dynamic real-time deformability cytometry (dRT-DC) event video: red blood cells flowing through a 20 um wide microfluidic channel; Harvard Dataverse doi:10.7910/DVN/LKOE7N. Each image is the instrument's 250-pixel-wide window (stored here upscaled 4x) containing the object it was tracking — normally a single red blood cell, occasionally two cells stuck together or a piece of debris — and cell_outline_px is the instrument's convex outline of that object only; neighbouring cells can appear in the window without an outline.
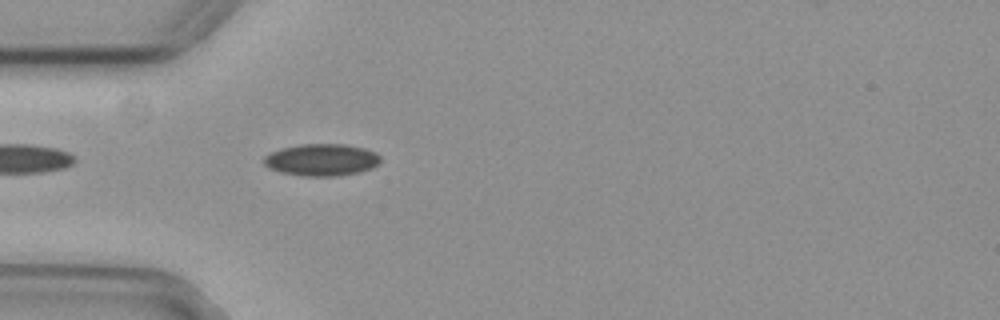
{"species": "common noctule bat (a hibernating species)", "species_latin": "Nyctalus noctula", "temperature_condition": "cold", "stored_images_in_passage": 34, "camera_frame_rate_fps": 3000, "um_per_image_px": 0.085, "animal": {"sex": "female", "body_mass_g": 29.2, "forearm_length_mm": 56.3}, "frame": {"image": 1, "passage_image": 1, "time_ms": 0.0, "image_size_px": [1000, 320], "cell_outline_px": [[380, 160], [372, 168], [360, 172], [336, 176], [304, 176], [280, 172], [268, 168], [264, 164], [264, 156], [272, 152], [284, 148], [300, 144], [344, 144], [364, 148], [376, 152], [380, 156]], "centroid_in_image_um": [27.34, 13.59], "position_along_channel_um": 57.7, "area_um2": 21.68}}
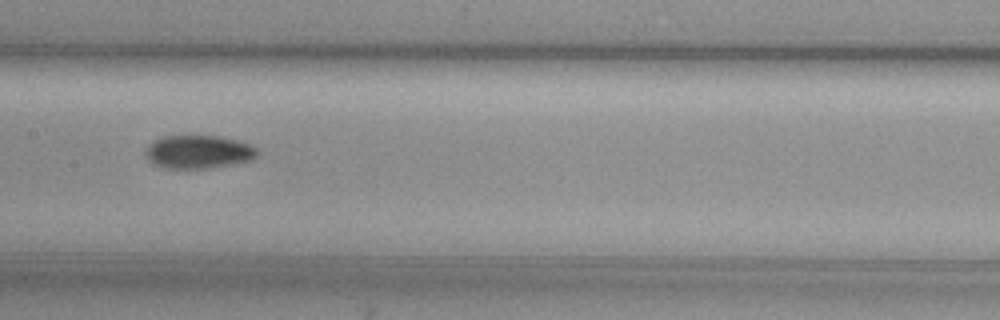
{"frame": {"image": 2, "passage_image": 12, "time_ms": 3.667, "image_size_px": [1000, 320], "cell_outline_px": [[260, 152], [256, 156], [248, 160], [208, 168], [164, 168], [152, 164], [144, 156], [144, 152], [148, 144], [160, 136], [216, 136], [236, 140], [248, 144], [256, 148]], "centroid_in_image_um": [16.77, 12.9], "position_along_channel_um": 190.6, "area_um2": 21.56}}
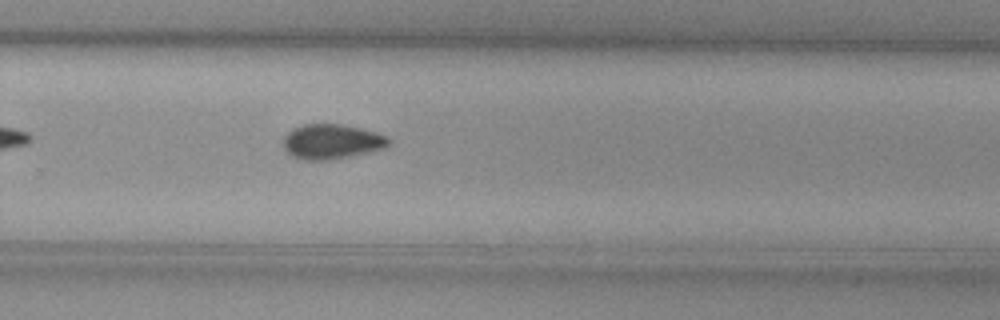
{"frame": {"image": 3, "passage_image": 21, "time_ms": 6.667, "image_size_px": [1000, 320], "cell_outline_px": [[392, 140], [384, 148], [332, 160], [304, 160], [292, 156], [284, 148], [284, 136], [292, 128], [304, 124], [340, 124], [360, 128], [376, 132], [388, 136]], "centroid_in_image_um": [28.19, 12.03], "position_along_channel_um": 301.6, "area_um2": 21.39}, "authors_computed_cell_mechanics": {"area_um2": 21.2704, "velocity_mm_per_s": 3.7225, "shape_relaxation_time_tau1_ms": 8.0547, "shape_relaxation_time_tau2_ms": null, "deformation_change_tau1": 0.1198, "deformation_change_tau2": null}}